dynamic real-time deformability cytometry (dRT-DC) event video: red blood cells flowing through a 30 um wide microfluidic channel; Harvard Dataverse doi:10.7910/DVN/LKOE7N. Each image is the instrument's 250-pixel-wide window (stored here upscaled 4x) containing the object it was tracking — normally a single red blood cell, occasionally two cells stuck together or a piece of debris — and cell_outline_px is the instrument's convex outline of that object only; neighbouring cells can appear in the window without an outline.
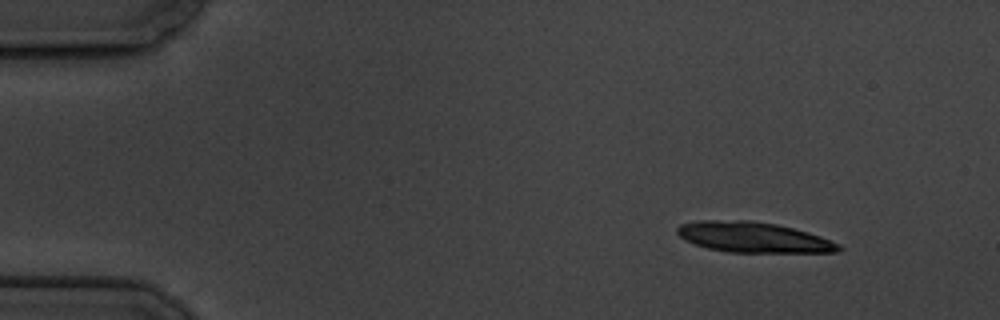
{"species": "common noctule bat (a hibernating species)", "species_latin": "Nyctalus noctula", "temperature_condition": "cold", "stored_images_in_passage": 9, "camera_frame_rate_fps": 3000, "um_per_image_px": 0.085, "animal": {"sex": "male", "body_mass_g": 19.5, "forearm_length_mm": 54.6}, "frame": {"image": 1, "passage_image": 1, "time_ms": 0.0, "image_size_px": [1000, 320], "cell_outline_px": [[844, 248], [836, 252], [728, 252], [708, 248], [684, 240], [676, 232], [676, 228], [680, 224], [700, 220], [752, 220], [776, 224], [808, 232], [820, 236], [840, 244]], "centroid_in_image_um": [64.02, 20.16], "position_along_channel_um": 21.0, "area_um2": 28.61}}
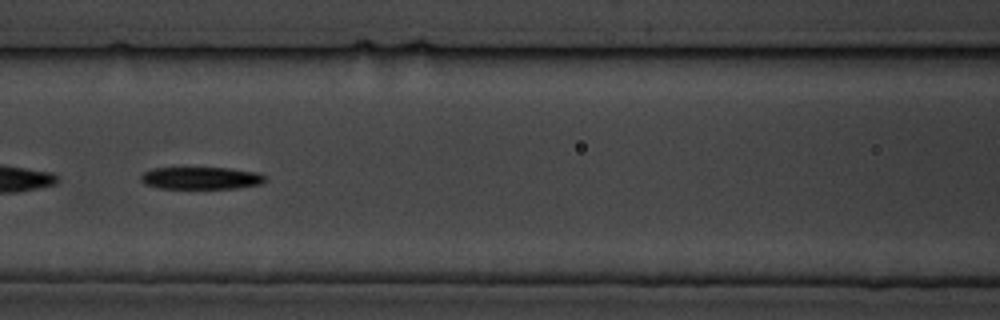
{"frame": {"image": 2, "passage_image": 6, "time_ms": 6.667, "image_size_px": [1000, 320], "cell_outline_px": [[264, 180], [260, 184], [236, 188], [160, 188], [144, 184], [140, 180], [140, 176], [144, 172], [152, 168], [228, 168], [256, 172], [264, 176]], "centroid_in_image_um": [17.03, 15.13], "position_along_channel_um": 149.6, "area_um2": 15.95}}
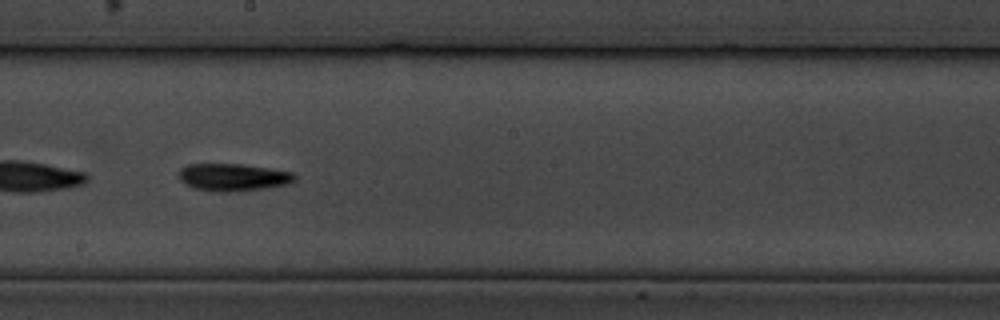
{"frame": {"image": 3, "passage_image": 8, "time_ms": 9.0, "image_size_px": [1000, 320], "cell_outline_px": [[296, 180], [288, 184], [264, 188], [232, 192], [212, 192], [196, 188], [184, 184], [180, 180], [180, 168], [188, 164], [244, 164], [292, 172], [296, 176]], "centroid_in_image_um": [19.81, 15.07], "position_along_channel_um": 228.4, "area_um2": 18.55}}